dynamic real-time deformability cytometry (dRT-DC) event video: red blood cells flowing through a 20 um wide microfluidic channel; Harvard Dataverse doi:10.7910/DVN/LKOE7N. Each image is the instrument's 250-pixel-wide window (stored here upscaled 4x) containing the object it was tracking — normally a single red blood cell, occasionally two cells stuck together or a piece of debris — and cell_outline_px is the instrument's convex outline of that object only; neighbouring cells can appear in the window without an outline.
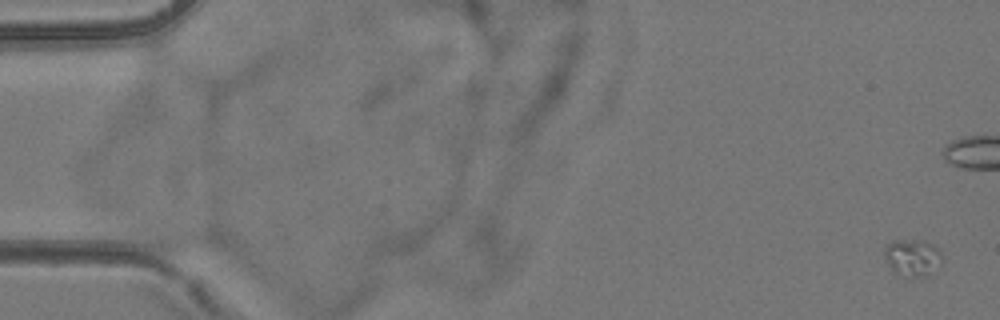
{"species": "common noctule bat (a hibernating species)", "species_latin": "Nyctalus noctula", "temperature_condition": "room temperature", "stored_images_in_passage": 4, "camera_frame_rate_fps": 3000, "um_per_image_px": 0.085, "animal": {"sex": "female", "body_mass_g": 24.6, "forearm_length_mm": 56.2}, "frame": {"image": 1, "passage_image": 1, "time_ms": 0.0, "image_size_px": [1000, 320], "cell_outline_px": [[940, 264], [928, 276], [900, 276], [888, 264], [884, 256], [884, 248], [892, 240], [924, 240], [932, 244], [940, 252]], "centroid_in_image_um": [77.54, 21.88], "position_along_channel_um": 7.5, "area_um2": 12.25}}